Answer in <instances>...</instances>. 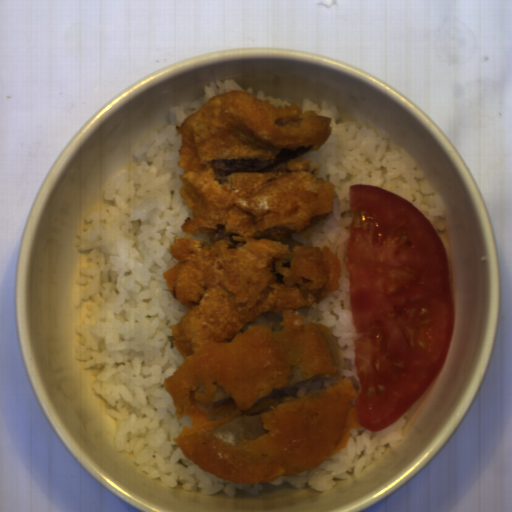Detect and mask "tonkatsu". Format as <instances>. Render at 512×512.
<instances>
[{
    "instance_id": "obj_1",
    "label": "tonkatsu",
    "mask_w": 512,
    "mask_h": 512,
    "mask_svg": "<svg viewBox=\"0 0 512 512\" xmlns=\"http://www.w3.org/2000/svg\"><path fill=\"white\" fill-rule=\"evenodd\" d=\"M331 117L252 93L209 97L180 126L181 196L192 209L162 273L189 307L171 342L184 362L164 391L180 418L174 440L201 470L234 483H272L321 465L363 431L348 378L304 395L264 400L317 379H341L333 331L295 310L325 302L342 282L328 245H304L334 207L319 152ZM264 400V401H262Z\"/></svg>"
}]
</instances>
